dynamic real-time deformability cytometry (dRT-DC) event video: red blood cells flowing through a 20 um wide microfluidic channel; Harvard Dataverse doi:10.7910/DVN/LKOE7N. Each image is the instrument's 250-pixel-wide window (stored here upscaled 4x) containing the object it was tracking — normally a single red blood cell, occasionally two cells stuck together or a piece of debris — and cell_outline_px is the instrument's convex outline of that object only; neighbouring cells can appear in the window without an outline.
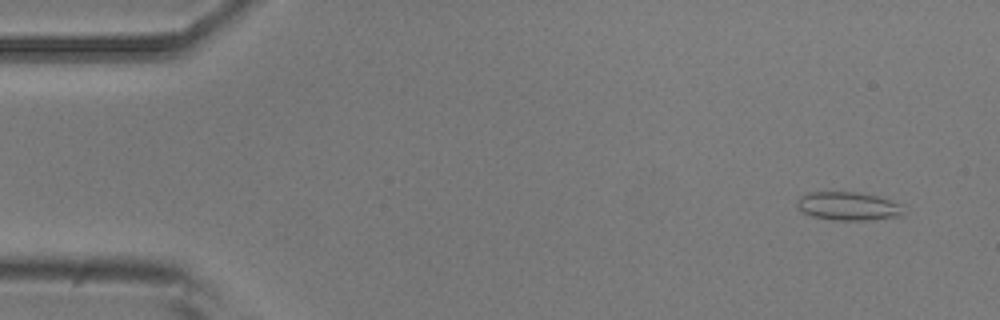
{"species": "common noctule bat (a hibernating species)", "species_latin": "Nyctalus noctula", "temperature_condition": "room temperature", "stored_images_in_passage": 6, "camera_frame_rate_fps": 3000, "um_per_image_px": 0.085, "animal": {"sex": "male", "body_mass_g": 20.5, "forearm_length_mm": 52.5}, "frame": {"image": 1, "passage_image": 1, "time_ms": 0.0, "image_size_px": [1000, 320], "cell_outline_px": [[904, 216], [868, 220], [832, 220], [812, 216], [804, 212], [796, 204], [796, 200], [800, 196], [808, 192], [856, 192], [876, 196], [900, 204]], "centroid_in_image_um": [72.07, 17.53], "position_along_channel_um": 12.9, "area_um2": 17.51}}
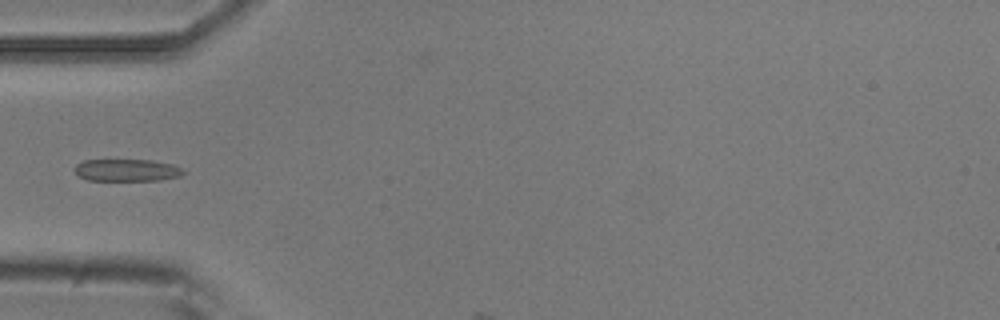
{"frame": {"image": 2, "passage_image": 5, "time_ms": 4.667, "image_size_px": [1000, 320], "cell_outline_px": [[188, 172], [180, 176], [160, 180], [88, 180], [80, 176], [72, 168], [76, 164], [84, 160], [152, 160], [172, 164]], "centroid_in_image_um": [10.79, 14.46], "position_along_channel_um": 74.2, "area_um2": 14.05}}